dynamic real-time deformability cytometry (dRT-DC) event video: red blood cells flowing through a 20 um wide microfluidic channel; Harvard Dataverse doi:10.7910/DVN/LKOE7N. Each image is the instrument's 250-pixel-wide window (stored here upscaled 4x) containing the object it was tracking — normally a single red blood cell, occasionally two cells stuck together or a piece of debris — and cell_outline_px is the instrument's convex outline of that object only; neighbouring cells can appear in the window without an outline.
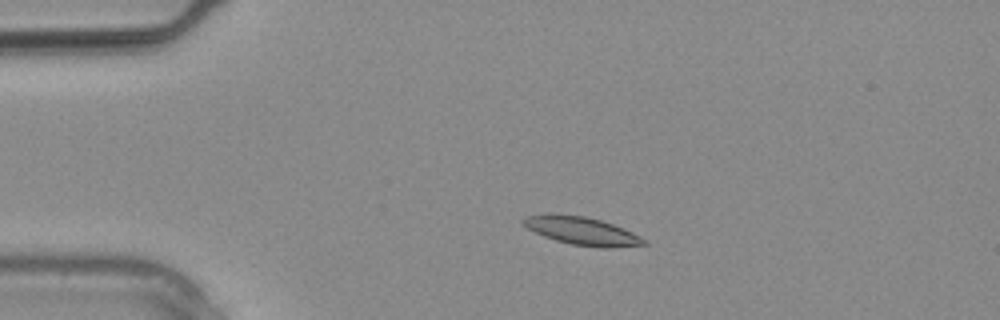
{"species": "common noctule bat (a hibernating species)", "species_latin": "Nyctalus noctula", "temperature_condition": "warm", "stored_images_in_passage": 12, "camera_frame_rate_fps": 3000, "um_per_image_px": 0.085, "animal": {"sex": "male", "body_mass_g": 20.4}, "frame": {"image": 1, "passage_image": 4, "time_ms": 1.0, "image_size_px": [1000, 320], "cell_outline_px": [[648, 244], [608, 248], [604, 248], [572, 244], [556, 240], [544, 236], [520, 224], [520, 220], [528, 216], [544, 212], [584, 216], [600, 220], [612, 224], [632, 232], [648, 240]], "centroid_in_image_um": [49.43, 19.61], "position_along_channel_um": 35.6, "area_um2": 19.77}}